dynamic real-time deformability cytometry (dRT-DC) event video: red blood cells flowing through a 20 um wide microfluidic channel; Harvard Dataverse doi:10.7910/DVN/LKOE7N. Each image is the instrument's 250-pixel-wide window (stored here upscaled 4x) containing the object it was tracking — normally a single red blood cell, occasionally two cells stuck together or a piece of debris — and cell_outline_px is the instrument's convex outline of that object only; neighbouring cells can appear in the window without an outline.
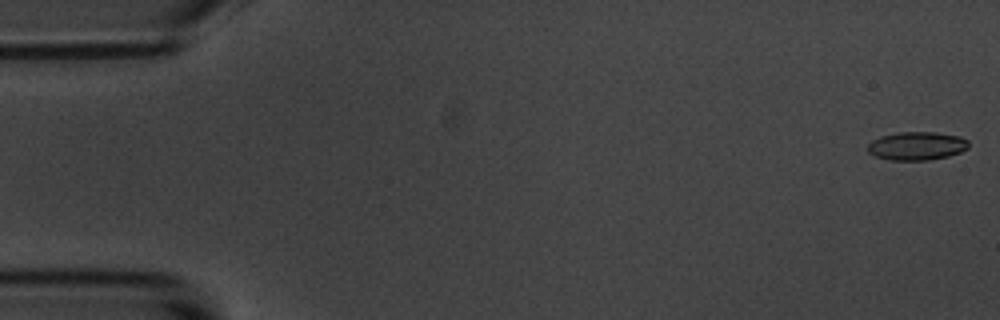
{"species": "common noctule bat (a hibernating species)", "species_latin": "Nyctalus noctula", "temperature_condition": "room temperature", "stored_images_in_passage": 14, "camera_frame_rate_fps": 3000, "um_per_image_px": 0.085, "animal": {"sex": "male", "body_mass_g": 20.1, "forearm_length_mm": 53.5}, "frame": {"image": 1, "passage_image": 1, "time_ms": 0.0, "image_size_px": [1000, 320], "cell_outline_px": [[968, 148], [960, 152], [948, 156], [928, 160], [892, 160], [876, 156], [868, 152], [868, 144], [872, 140], [880, 136], [900, 132], [936, 132], [960, 136], [968, 140]], "centroid_in_image_um": [77.94, 12.39], "position_along_channel_um": 7.1, "area_um2": 16.65}}